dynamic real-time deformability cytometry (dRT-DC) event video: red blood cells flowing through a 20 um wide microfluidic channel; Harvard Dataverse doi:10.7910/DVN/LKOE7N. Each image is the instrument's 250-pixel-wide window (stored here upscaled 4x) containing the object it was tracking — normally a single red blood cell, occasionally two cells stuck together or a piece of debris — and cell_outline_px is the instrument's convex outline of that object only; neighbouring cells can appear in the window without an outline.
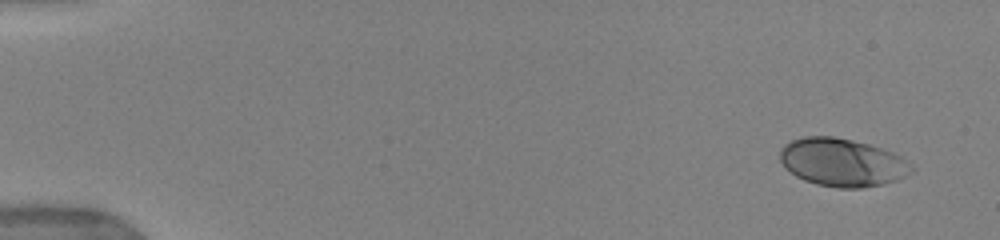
{"species": "human", "species_latin": "Homo sapiens", "temperature_condition": "warm", "stored_images_in_passage": 36, "camera_frame_rate_fps": 3000, "um_per_image_px": 0.085, "donor": {"sex": "female"}, "frame": {"image": 1, "passage_image": 1, "time_ms": 0.0, "image_size_px": [1000, 240], "cell_outline_px": [[916, 168], [908, 176], [896, 180], [880, 184], [860, 188], [836, 188], [816, 184], [804, 180], [796, 176], [780, 160], [780, 148], [784, 144], [792, 140], [804, 136], [832, 136], [852, 140], [868, 144], [892, 152], [900, 156], [912, 164]], "centroid_in_image_um": [71.61, 13.8], "position_along_channel_um": 13.4, "area_um2": 36.76}}
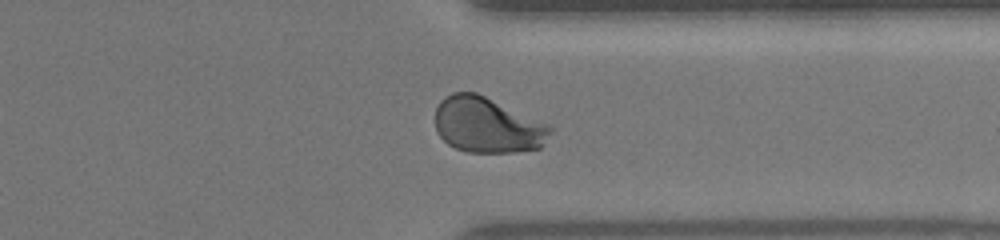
{"frame": {"image": 2, "passage_image": 26, "time_ms": 12.667, "image_size_px": [1000, 240], "cell_outline_px": [[552, 132], [540, 148], [516, 152], [468, 152], [456, 148], [448, 144], [436, 132], [436, 108], [440, 100], [444, 96], [452, 92], [476, 92], [548, 124], [552, 128]], "centroid_in_image_um": [41.41, 10.63], "position_along_channel_um": 370.0, "area_um2": 37.22}}
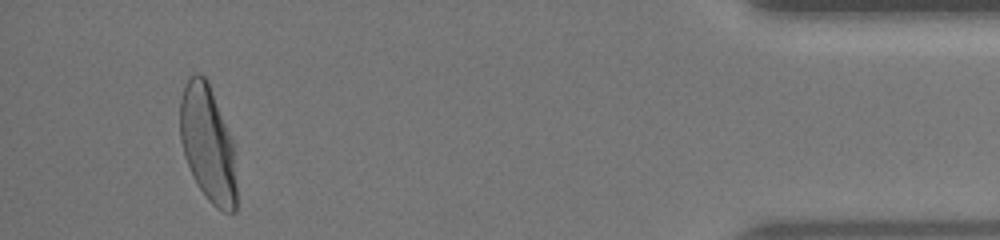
{"frame": {"image": 3, "passage_image": 33, "time_ms": 15.333, "image_size_px": [1000, 240], "cell_outline_px": [[236, 212], [224, 212], [216, 208], [208, 200], [192, 176], [184, 156], [180, 140], [180, 100], [184, 84], [188, 76], [196, 72], [204, 76], [208, 80], [232, 140], [236, 188]], "centroid_in_image_um": [17.63, 12.2], "position_along_channel_um": 417.6, "area_um2": 38.32}, "authors_computed_cell_mechanics": {"area_um2": 36.5874, "velocity_mm_per_s": 3.9271, "shape_relaxation_time_tau1_ms": 3.1643, "shape_relaxation_time_tau2_ms": null, "deformation_change_tau1": 0.1639, "deformation_change_tau2": null}}